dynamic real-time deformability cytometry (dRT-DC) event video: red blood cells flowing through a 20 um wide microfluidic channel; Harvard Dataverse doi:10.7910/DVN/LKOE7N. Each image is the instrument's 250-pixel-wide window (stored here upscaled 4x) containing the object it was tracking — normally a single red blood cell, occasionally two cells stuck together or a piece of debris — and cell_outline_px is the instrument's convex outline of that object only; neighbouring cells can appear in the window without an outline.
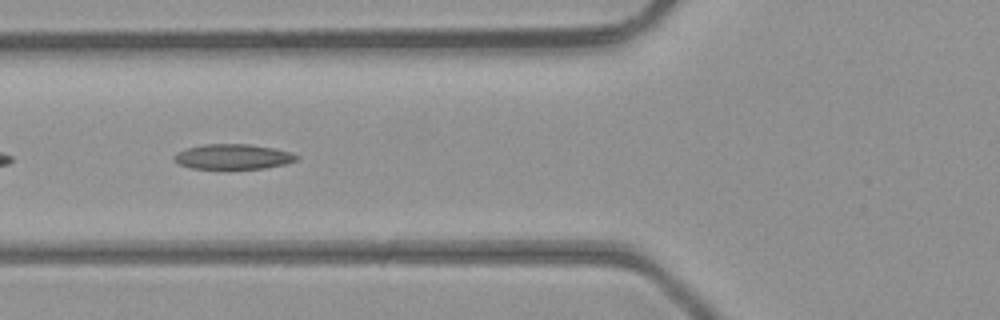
{"species": "common noctule bat (a hibernating species)", "species_latin": "Nyctalus noctula", "temperature_condition": "room temperature", "stored_images_in_passage": 20, "camera_frame_rate_fps": 3000, "um_per_image_px": 0.085, "animal": {"sex": "male", "body_mass_g": 23.1, "forearm_length_mm": 52.7}, "frame": {"image": 1, "passage_image": 17, "time_ms": 5.333, "image_size_px": [1000, 320], "cell_outline_px": [[300, 156], [296, 160], [288, 164], [264, 168], [188, 168], [172, 160], [172, 156], [176, 152], [188, 148], [204, 144], [248, 144], [272, 148], [292, 152]], "centroid_in_image_um": [19.8, 13.31], "position_along_channel_um": 106.0, "area_um2": 17.92}}